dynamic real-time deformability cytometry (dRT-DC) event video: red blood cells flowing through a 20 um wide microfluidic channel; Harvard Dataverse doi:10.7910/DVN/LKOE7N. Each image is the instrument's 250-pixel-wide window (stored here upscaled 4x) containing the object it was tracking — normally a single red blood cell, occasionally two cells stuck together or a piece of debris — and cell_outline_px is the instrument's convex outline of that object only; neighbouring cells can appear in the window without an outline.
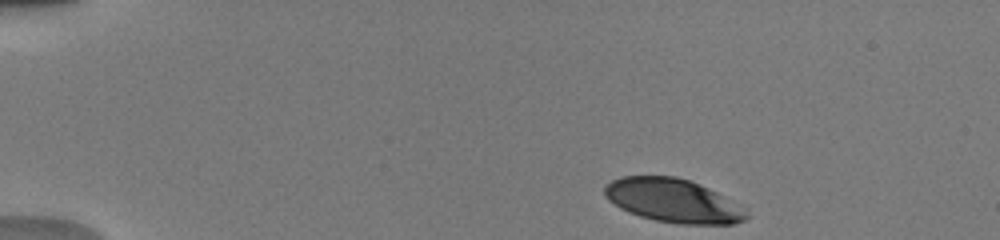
{"species": "human", "species_latin": "Homo sapiens", "temperature_condition": "warm", "stored_images_in_passage": 8, "camera_frame_rate_fps": 3000, "um_per_image_px": 0.085, "donor": {"sex": "male"}, "frame": {"image": 1, "passage_image": 1, "time_ms": 0.0, "image_size_px": [1000, 240], "cell_outline_px": [[748, 216], [744, 220], [732, 224], [676, 224], [656, 220], [640, 216], [628, 212], [620, 208], [608, 200], [604, 196], [604, 184], [620, 176], [676, 176], [688, 180], [708, 188], [716, 192]], "centroid_in_image_um": [57.07, 17.04], "position_along_channel_um": 27.9, "area_um2": 35.37}}